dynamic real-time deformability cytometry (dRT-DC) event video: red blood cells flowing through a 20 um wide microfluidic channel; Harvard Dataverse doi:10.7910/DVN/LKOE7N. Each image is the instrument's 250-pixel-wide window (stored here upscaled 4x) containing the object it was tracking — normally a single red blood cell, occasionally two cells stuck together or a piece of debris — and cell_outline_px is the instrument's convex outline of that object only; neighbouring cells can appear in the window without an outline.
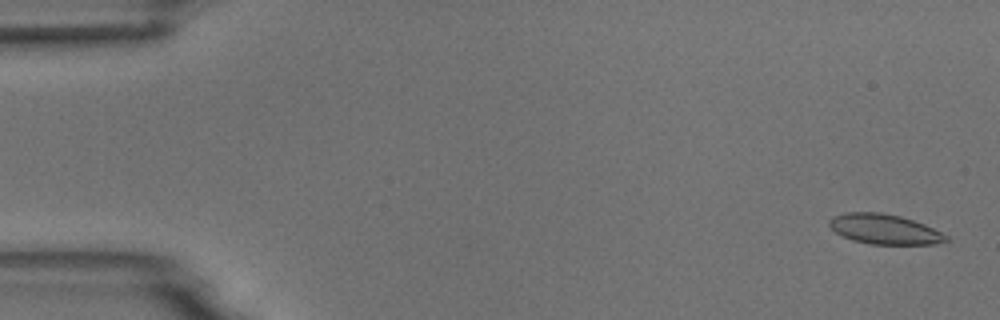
{"species": "common noctule bat (a hibernating species)", "species_latin": "Nyctalus noctula", "temperature_condition": "room temperature", "stored_images_in_passage": 4, "camera_frame_rate_fps": 3000, "um_per_image_px": 0.085, "animal": {"sex": "male", "body_mass_g": 18.8}, "frame": {"image": 1, "passage_image": 1, "time_ms": 0.0, "image_size_px": [1000, 320], "cell_outline_px": [[952, 240], [936, 244], [868, 244], [852, 240], [840, 236], [828, 224], [828, 220], [832, 216], [844, 212], [880, 212], [900, 216], [924, 224], [948, 236]], "centroid_in_image_um": [75.15, 19.48], "position_along_channel_um": 9.8, "area_um2": 20.58}}
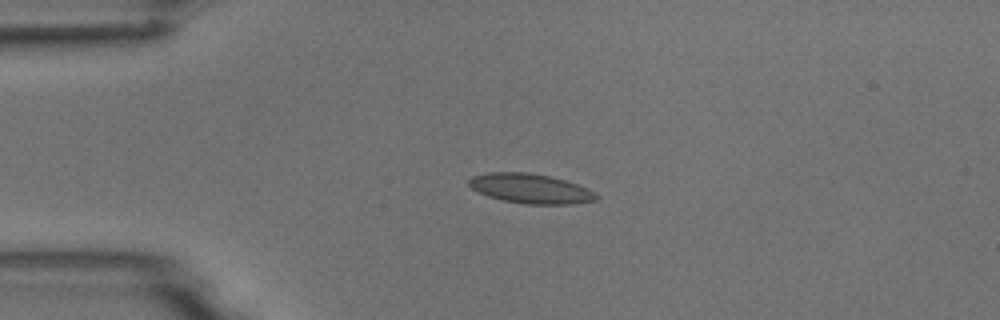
{"frame": {"image": 2, "passage_image": 4, "time_ms": 3.667, "image_size_px": [1000, 320], "cell_outline_px": [[600, 196], [596, 200], [572, 204], [528, 204], [504, 200], [488, 196], [472, 188], [468, 184], [468, 180], [472, 176], [488, 172], [524, 172], [548, 176], [564, 180], [576, 184], [596, 192]], "centroid_in_image_um": [45.1, 16.03], "position_along_channel_um": 39.9, "area_um2": 21.79}}